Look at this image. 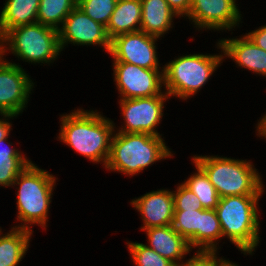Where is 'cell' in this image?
<instances>
[{"label": "cell", "instance_id": "1", "mask_svg": "<svg viewBox=\"0 0 266 266\" xmlns=\"http://www.w3.org/2000/svg\"><path fill=\"white\" fill-rule=\"evenodd\" d=\"M59 140L80 155L106 167L115 123L94 110H73L61 115Z\"/></svg>", "mask_w": 266, "mask_h": 266}, {"label": "cell", "instance_id": "2", "mask_svg": "<svg viewBox=\"0 0 266 266\" xmlns=\"http://www.w3.org/2000/svg\"><path fill=\"white\" fill-rule=\"evenodd\" d=\"M161 136L114 132L106 169L137 175L159 160L173 157Z\"/></svg>", "mask_w": 266, "mask_h": 266}, {"label": "cell", "instance_id": "3", "mask_svg": "<svg viewBox=\"0 0 266 266\" xmlns=\"http://www.w3.org/2000/svg\"><path fill=\"white\" fill-rule=\"evenodd\" d=\"M261 195H233L220 198L215 208L223 237L230 239L244 255H252L259 244L258 201Z\"/></svg>", "mask_w": 266, "mask_h": 266}, {"label": "cell", "instance_id": "4", "mask_svg": "<svg viewBox=\"0 0 266 266\" xmlns=\"http://www.w3.org/2000/svg\"><path fill=\"white\" fill-rule=\"evenodd\" d=\"M56 180L48 171L40 169L32 161L16 177L12 186L19 185L17 195V219L22 222L15 228L32 230L30 225L37 224L46 228L49 205ZM47 221V222H46ZM30 224V225H29ZM29 225V226H28Z\"/></svg>", "mask_w": 266, "mask_h": 266}, {"label": "cell", "instance_id": "5", "mask_svg": "<svg viewBox=\"0 0 266 266\" xmlns=\"http://www.w3.org/2000/svg\"><path fill=\"white\" fill-rule=\"evenodd\" d=\"M214 185L220 198L233 195H261L263 182L254 165L248 160L217 156H193Z\"/></svg>", "mask_w": 266, "mask_h": 266}, {"label": "cell", "instance_id": "6", "mask_svg": "<svg viewBox=\"0 0 266 266\" xmlns=\"http://www.w3.org/2000/svg\"><path fill=\"white\" fill-rule=\"evenodd\" d=\"M8 46V47H6ZM10 50L28 63H52L61 50L57 29L35 22L9 30L0 39V55Z\"/></svg>", "mask_w": 266, "mask_h": 266}, {"label": "cell", "instance_id": "7", "mask_svg": "<svg viewBox=\"0 0 266 266\" xmlns=\"http://www.w3.org/2000/svg\"><path fill=\"white\" fill-rule=\"evenodd\" d=\"M224 56L211 54L183 55L165 64L163 72L167 94L187 100L201 89L221 64Z\"/></svg>", "mask_w": 266, "mask_h": 266}, {"label": "cell", "instance_id": "8", "mask_svg": "<svg viewBox=\"0 0 266 266\" xmlns=\"http://www.w3.org/2000/svg\"><path fill=\"white\" fill-rule=\"evenodd\" d=\"M165 92V93H164ZM161 95L133 99H120L119 105L124 118V126L117 132L148 133L162 136L156 130L163 118L164 102L170 96L164 91Z\"/></svg>", "mask_w": 266, "mask_h": 266}, {"label": "cell", "instance_id": "9", "mask_svg": "<svg viewBox=\"0 0 266 266\" xmlns=\"http://www.w3.org/2000/svg\"><path fill=\"white\" fill-rule=\"evenodd\" d=\"M145 69L125 62L113 63L114 82L120 99H133L161 95L164 69Z\"/></svg>", "mask_w": 266, "mask_h": 266}, {"label": "cell", "instance_id": "10", "mask_svg": "<svg viewBox=\"0 0 266 266\" xmlns=\"http://www.w3.org/2000/svg\"><path fill=\"white\" fill-rule=\"evenodd\" d=\"M33 87V81L21 65L4 61L0 55V115L22 113Z\"/></svg>", "mask_w": 266, "mask_h": 266}, {"label": "cell", "instance_id": "11", "mask_svg": "<svg viewBox=\"0 0 266 266\" xmlns=\"http://www.w3.org/2000/svg\"><path fill=\"white\" fill-rule=\"evenodd\" d=\"M159 39L144 31L121 34L111 39L109 53L113 62H125L145 69H160L156 50Z\"/></svg>", "mask_w": 266, "mask_h": 266}, {"label": "cell", "instance_id": "12", "mask_svg": "<svg viewBox=\"0 0 266 266\" xmlns=\"http://www.w3.org/2000/svg\"><path fill=\"white\" fill-rule=\"evenodd\" d=\"M58 32L61 50L73 43L80 46L98 45L109 53L111 39L106 27L87 16L78 6L69 13Z\"/></svg>", "mask_w": 266, "mask_h": 266}, {"label": "cell", "instance_id": "13", "mask_svg": "<svg viewBox=\"0 0 266 266\" xmlns=\"http://www.w3.org/2000/svg\"><path fill=\"white\" fill-rule=\"evenodd\" d=\"M236 0H191L188 19L198 29L231 30L241 21Z\"/></svg>", "mask_w": 266, "mask_h": 266}, {"label": "cell", "instance_id": "14", "mask_svg": "<svg viewBox=\"0 0 266 266\" xmlns=\"http://www.w3.org/2000/svg\"><path fill=\"white\" fill-rule=\"evenodd\" d=\"M130 203L142 216L141 230L172 225L175 211L173 191L165 189L151 191L133 199Z\"/></svg>", "mask_w": 266, "mask_h": 266}, {"label": "cell", "instance_id": "15", "mask_svg": "<svg viewBox=\"0 0 266 266\" xmlns=\"http://www.w3.org/2000/svg\"><path fill=\"white\" fill-rule=\"evenodd\" d=\"M223 56L231 58L241 68L266 77V51L255 45L246 35L221 39L217 43Z\"/></svg>", "mask_w": 266, "mask_h": 266}, {"label": "cell", "instance_id": "16", "mask_svg": "<svg viewBox=\"0 0 266 266\" xmlns=\"http://www.w3.org/2000/svg\"><path fill=\"white\" fill-rule=\"evenodd\" d=\"M148 238V247L159 255L179 266L184 256L192 250L188 241L179 235L172 225L144 229Z\"/></svg>", "mask_w": 266, "mask_h": 266}, {"label": "cell", "instance_id": "17", "mask_svg": "<svg viewBox=\"0 0 266 266\" xmlns=\"http://www.w3.org/2000/svg\"><path fill=\"white\" fill-rule=\"evenodd\" d=\"M140 30L162 37L173 26V17H179L166 0H141ZM172 25V26H171Z\"/></svg>", "mask_w": 266, "mask_h": 266}, {"label": "cell", "instance_id": "18", "mask_svg": "<svg viewBox=\"0 0 266 266\" xmlns=\"http://www.w3.org/2000/svg\"><path fill=\"white\" fill-rule=\"evenodd\" d=\"M141 10V0H118L106 27L109 38L140 31Z\"/></svg>", "mask_w": 266, "mask_h": 266}, {"label": "cell", "instance_id": "19", "mask_svg": "<svg viewBox=\"0 0 266 266\" xmlns=\"http://www.w3.org/2000/svg\"><path fill=\"white\" fill-rule=\"evenodd\" d=\"M0 12V39L11 29L37 22L40 0H7Z\"/></svg>", "mask_w": 266, "mask_h": 266}, {"label": "cell", "instance_id": "20", "mask_svg": "<svg viewBox=\"0 0 266 266\" xmlns=\"http://www.w3.org/2000/svg\"><path fill=\"white\" fill-rule=\"evenodd\" d=\"M32 230L15 228L0 234V266H17L26 255Z\"/></svg>", "mask_w": 266, "mask_h": 266}, {"label": "cell", "instance_id": "21", "mask_svg": "<svg viewBox=\"0 0 266 266\" xmlns=\"http://www.w3.org/2000/svg\"><path fill=\"white\" fill-rule=\"evenodd\" d=\"M6 141L7 138L0 140V186L5 188L11 187L16 177L31 162L19 150L10 147L12 143L4 147Z\"/></svg>", "mask_w": 266, "mask_h": 266}, {"label": "cell", "instance_id": "22", "mask_svg": "<svg viewBox=\"0 0 266 266\" xmlns=\"http://www.w3.org/2000/svg\"><path fill=\"white\" fill-rule=\"evenodd\" d=\"M76 6V0H40L37 22L58 30Z\"/></svg>", "mask_w": 266, "mask_h": 266}, {"label": "cell", "instance_id": "23", "mask_svg": "<svg viewBox=\"0 0 266 266\" xmlns=\"http://www.w3.org/2000/svg\"><path fill=\"white\" fill-rule=\"evenodd\" d=\"M222 237L223 234L215 209L201 210L198 251H217L218 239Z\"/></svg>", "mask_w": 266, "mask_h": 266}, {"label": "cell", "instance_id": "24", "mask_svg": "<svg viewBox=\"0 0 266 266\" xmlns=\"http://www.w3.org/2000/svg\"><path fill=\"white\" fill-rule=\"evenodd\" d=\"M194 166L196 173L192 174L183 184L199 198L203 209H215L220 196L205 172L197 164Z\"/></svg>", "mask_w": 266, "mask_h": 266}, {"label": "cell", "instance_id": "25", "mask_svg": "<svg viewBox=\"0 0 266 266\" xmlns=\"http://www.w3.org/2000/svg\"><path fill=\"white\" fill-rule=\"evenodd\" d=\"M200 222L201 210H175L172 227L194 249L198 248V229H200Z\"/></svg>", "mask_w": 266, "mask_h": 266}, {"label": "cell", "instance_id": "26", "mask_svg": "<svg viewBox=\"0 0 266 266\" xmlns=\"http://www.w3.org/2000/svg\"><path fill=\"white\" fill-rule=\"evenodd\" d=\"M127 244L131 260L136 266H175L171 261L143 243L129 241Z\"/></svg>", "mask_w": 266, "mask_h": 266}, {"label": "cell", "instance_id": "27", "mask_svg": "<svg viewBox=\"0 0 266 266\" xmlns=\"http://www.w3.org/2000/svg\"><path fill=\"white\" fill-rule=\"evenodd\" d=\"M118 0H79L77 6L94 21L107 27Z\"/></svg>", "mask_w": 266, "mask_h": 266}, {"label": "cell", "instance_id": "28", "mask_svg": "<svg viewBox=\"0 0 266 266\" xmlns=\"http://www.w3.org/2000/svg\"><path fill=\"white\" fill-rule=\"evenodd\" d=\"M175 210H203L199 198L183 183L173 191Z\"/></svg>", "mask_w": 266, "mask_h": 266}, {"label": "cell", "instance_id": "29", "mask_svg": "<svg viewBox=\"0 0 266 266\" xmlns=\"http://www.w3.org/2000/svg\"><path fill=\"white\" fill-rule=\"evenodd\" d=\"M197 253L179 266H220L225 259L218 258L217 251H196Z\"/></svg>", "mask_w": 266, "mask_h": 266}, {"label": "cell", "instance_id": "30", "mask_svg": "<svg viewBox=\"0 0 266 266\" xmlns=\"http://www.w3.org/2000/svg\"><path fill=\"white\" fill-rule=\"evenodd\" d=\"M170 8L180 17H187L191 7V0H166Z\"/></svg>", "mask_w": 266, "mask_h": 266}, {"label": "cell", "instance_id": "31", "mask_svg": "<svg viewBox=\"0 0 266 266\" xmlns=\"http://www.w3.org/2000/svg\"><path fill=\"white\" fill-rule=\"evenodd\" d=\"M255 45L266 51V25L245 34Z\"/></svg>", "mask_w": 266, "mask_h": 266}, {"label": "cell", "instance_id": "32", "mask_svg": "<svg viewBox=\"0 0 266 266\" xmlns=\"http://www.w3.org/2000/svg\"><path fill=\"white\" fill-rule=\"evenodd\" d=\"M1 116H3V117L0 118V140L8 138V136L10 135L9 133L12 130L11 129L12 124L7 120H9L13 117H17L14 115H1Z\"/></svg>", "mask_w": 266, "mask_h": 266}, {"label": "cell", "instance_id": "33", "mask_svg": "<svg viewBox=\"0 0 266 266\" xmlns=\"http://www.w3.org/2000/svg\"><path fill=\"white\" fill-rule=\"evenodd\" d=\"M259 137L263 136L266 138V114L260 119V122L258 121L257 127H256Z\"/></svg>", "mask_w": 266, "mask_h": 266}, {"label": "cell", "instance_id": "34", "mask_svg": "<svg viewBox=\"0 0 266 266\" xmlns=\"http://www.w3.org/2000/svg\"><path fill=\"white\" fill-rule=\"evenodd\" d=\"M220 266H238V265L231 261L225 260Z\"/></svg>", "mask_w": 266, "mask_h": 266}]
</instances>
